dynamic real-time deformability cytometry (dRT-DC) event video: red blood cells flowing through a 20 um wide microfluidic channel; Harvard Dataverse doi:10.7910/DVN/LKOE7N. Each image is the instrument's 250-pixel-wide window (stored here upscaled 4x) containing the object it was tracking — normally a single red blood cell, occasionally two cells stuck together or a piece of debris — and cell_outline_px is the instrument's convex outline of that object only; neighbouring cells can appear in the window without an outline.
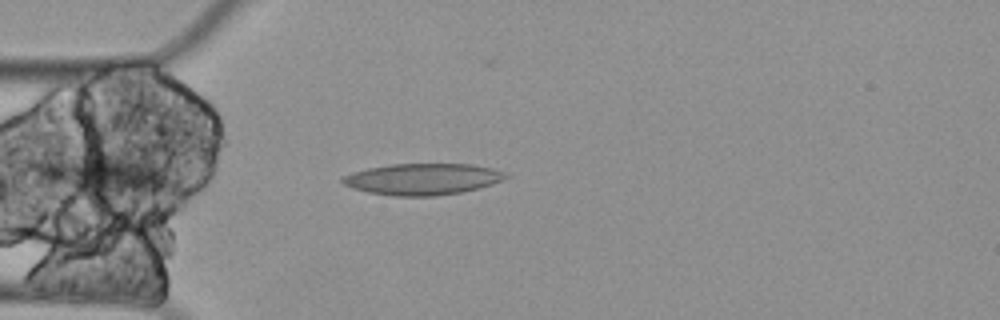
{"species": "Egyptian fruit bat (a non-hibernating species)", "species_latin": "Rousettus aegyptiacus", "temperature_condition": "cold", "stored_images_in_passage": 2, "camera_frame_rate_fps": 3000, "um_per_image_px": 0.085, "animal": {"sex": "female"}, "frame": {"image": 1, "passage_image": 2, "time_ms": 0.333, "image_size_px": [1000, 320], "cell_outline_px": [[512, 176], [492, 184], [480, 188], [460, 192], [436, 196], [392, 196], [368, 192], [352, 188], [344, 184], [340, 180], [340, 176], [352, 172], [368, 168], [392, 164], [472, 164], [492, 168], [508, 172]], "centroid_in_image_um": [35.94, 15.22], "position_along_channel_um": 49.1, "area_um2": 30.17}}